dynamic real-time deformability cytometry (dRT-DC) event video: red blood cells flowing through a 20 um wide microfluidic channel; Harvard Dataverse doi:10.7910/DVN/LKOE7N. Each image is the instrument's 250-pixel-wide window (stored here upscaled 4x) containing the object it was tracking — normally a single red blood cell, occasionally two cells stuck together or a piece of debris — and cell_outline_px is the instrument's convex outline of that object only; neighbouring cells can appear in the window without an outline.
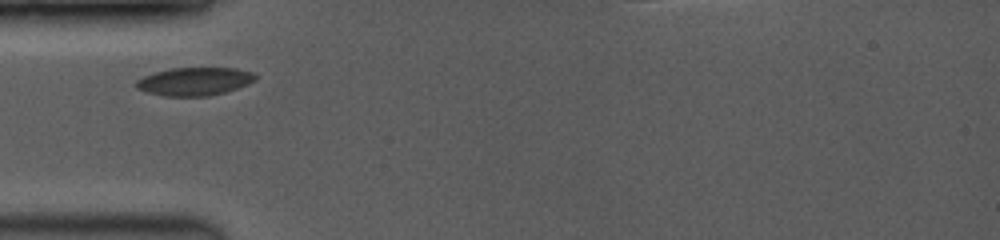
{"species": "common noctule bat (a hibernating species)", "species_latin": "Nyctalus noctula", "temperature_condition": "room temperature", "stored_images_in_passage": 24, "camera_frame_rate_fps": 3500, "um_per_image_px": 0.085, "animal": {"sex": "female", "body_mass_g": 19.0, "forearm_length_mm": 53.3}, "frame": {"image": 1, "passage_image": 1, "time_ms": 0.0, "image_size_px": [1000, 240], "cell_outline_px": [[256, 80], [248, 84], [224, 92], [208, 96], [164, 96], [148, 92], [136, 88], [136, 80], [152, 72], [172, 68], [236, 68], [252, 72], [256, 76]], "centroid_in_image_um": [16.52, 6.91], "position_along_channel_um": 68.5, "area_um2": 19.48}}
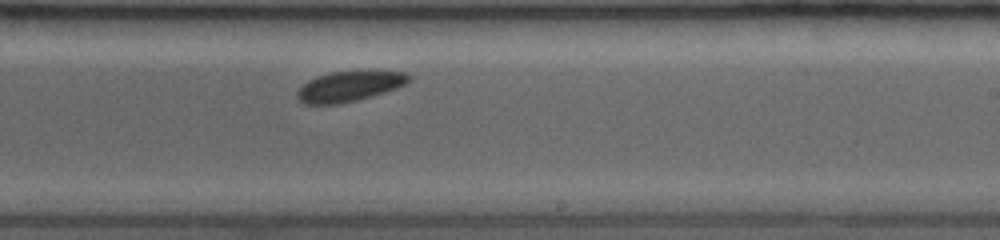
{"frame": {"image": 2, "passage_image": 15, "time_ms": 4.857, "image_size_px": [1000, 240], "cell_outline_px": [[412, 80], [396, 88], [372, 96], [340, 104], [304, 104], [296, 96], [296, 92], [308, 80], [316, 76], [332, 72], [376, 68], [408, 72], [412, 76]], "centroid_in_image_um": [29.79, 7.28], "position_along_channel_um": 259.2, "area_um2": 20.52}}
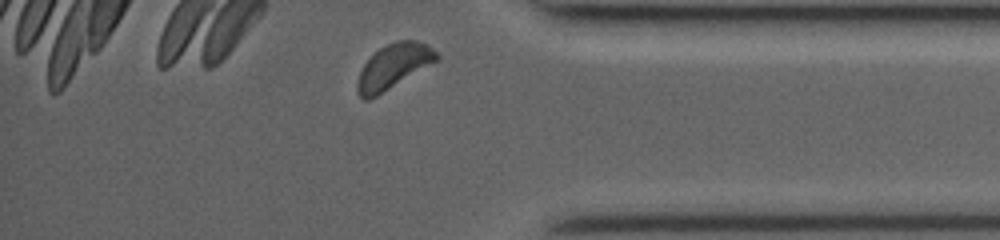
{"frame": {"image": 3, "passage_image": 24, "time_ms": 8.571, "image_size_px": [1000, 240], "cell_outline_px": [[440, 56], [436, 60], [376, 96], [368, 100], [364, 100], [360, 96], [356, 88], [356, 84], [360, 72], [364, 64], [380, 48], [396, 40], [412, 40], [424, 44], [432, 48]], "centroid_in_image_um": [33.4, 5.64], "position_along_channel_um": 401.8, "area_um2": 19.83}}